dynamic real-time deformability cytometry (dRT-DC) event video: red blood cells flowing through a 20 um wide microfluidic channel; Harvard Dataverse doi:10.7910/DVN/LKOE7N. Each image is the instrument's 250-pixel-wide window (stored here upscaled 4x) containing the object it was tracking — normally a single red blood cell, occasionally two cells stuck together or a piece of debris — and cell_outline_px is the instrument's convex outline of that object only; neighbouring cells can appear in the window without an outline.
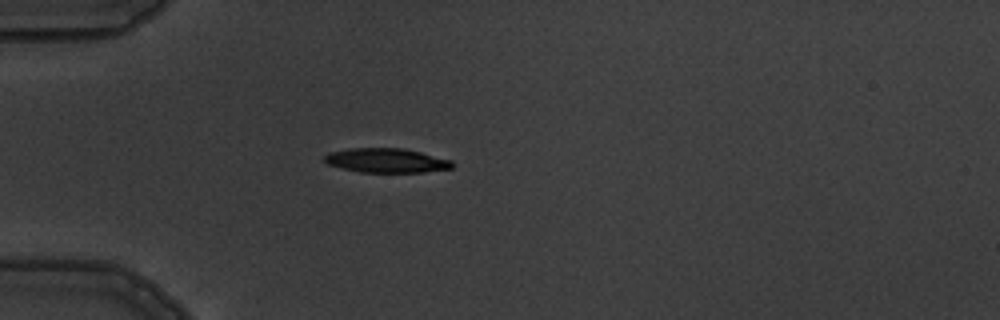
{"species": "common noctule bat (a hibernating species)", "species_latin": "Nyctalus noctula", "temperature_condition": "warm", "stored_images_in_passage": 3, "camera_frame_rate_fps": 3000, "um_per_image_px": 0.085, "animal": {"sex": "male", "body_mass_g": 19.5, "forearm_length_mm": 54.6}, "frame": {"image": 1, "passage_image": 2, "time_ms": 1.333, "image_size_px": [1000, 320], "cell_outline_px": [[452, 168], [424, 172], [360, 172], [328, 164], [324, 160], [324, 156], [328, 152], [348, 148], [404, 148], [452, 160]], "centroid_in_image_um": [32.83, 13.63], "position_along_channel_um": 52.2, "area_um2": 18.03}}